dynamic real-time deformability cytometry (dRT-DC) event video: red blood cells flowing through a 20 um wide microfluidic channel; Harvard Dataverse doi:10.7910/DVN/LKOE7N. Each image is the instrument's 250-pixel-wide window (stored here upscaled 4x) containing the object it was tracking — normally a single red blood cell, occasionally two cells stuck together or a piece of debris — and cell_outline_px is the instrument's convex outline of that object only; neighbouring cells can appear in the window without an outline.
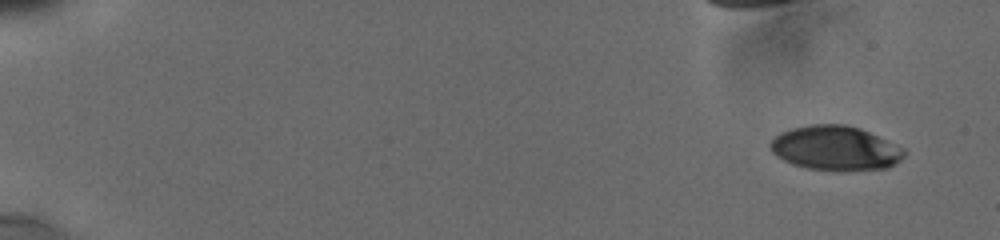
{"species": "human", "species_latin": "Homo sapiens", "temperature_condition": "cold", "stored_images_in_passage": 11, "camera_frame_rate_fps": 3000, "um_per_image_px": 0.085, "donor": {"sex": "male"}, "frame": {"image": 1, "passage_image": 1, "time_ms": 0.0, "image_size_px": [1000, 240], "cell_outline_px": [[904, 156], [896, 164], [888, 168], [844, 172], [836, 172], [808, 168], [792, 164], [776, 156], [772, 152], [768, 144], [780, 132], [792, 128], [812, 124], [844, 124], [860, 128], [904, 148]], "centroid_in_image_um": [71.01, 12.62], "position_along_channel_um": 14.0, "area_um2": 35.08}}
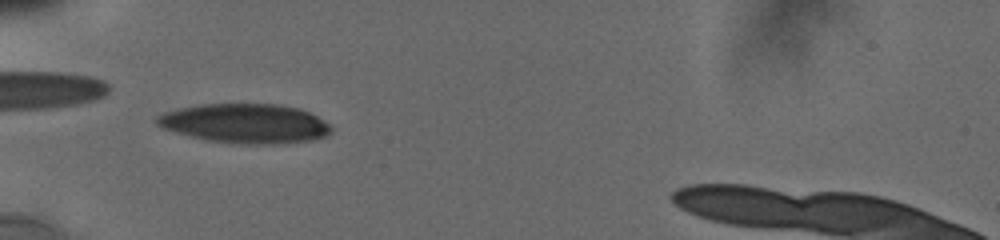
{"frame": {"image": 2, "passage_image": 10, "time_ms": 5.667, "image_size_px": [1000, 240], "cell_outline_px": [[332, 132], [328, 136], [312, 140], [272, 144], [244, 144], [204, 140], [176, 132], [164, 128], [156, 124], [156, 116], [164, 112], [180, 108], [200, 104], [276, 104], [300, 108], [324, 120], [332, 128]], "centroid_in_image_um": [20.85, 10.49], "position_along_channel_um": 64.1, "area_um2": 40.06}}